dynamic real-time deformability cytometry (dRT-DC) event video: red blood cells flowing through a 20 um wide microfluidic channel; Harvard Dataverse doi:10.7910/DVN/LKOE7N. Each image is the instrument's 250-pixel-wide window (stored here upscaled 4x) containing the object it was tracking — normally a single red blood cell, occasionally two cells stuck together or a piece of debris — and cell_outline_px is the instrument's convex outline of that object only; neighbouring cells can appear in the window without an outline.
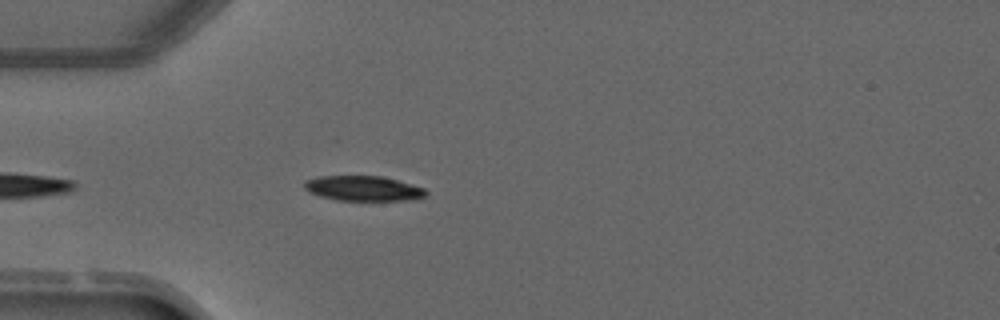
{"species": "common noctule bat (a hibernating species)", "species_latin": "Nyctalus noctula", "temperature_condition": "warm", "stored_images_in_passage": 3, "camera_frame_rate_fps": 3000, "um_per_image_px": 0.085, "animal": {"sex": "male", "forearm_length_mm": 52.5}, "frame": {"image": 1, "passage_image": 3, "time_ms": 2.667, "image_size_px": [1000, 320], "cell_outline_px": [[428, 196], [416, 200], [336, 200], [320, 196], [308, 192], [304, 188], [304, 180], [320, 176], [384, 176], [424, 188], [428, 192]], "centroid_in_image_um": [30.9, 16.02], "position_along_channel_um": 54.1, "area_um2": 17.92}}